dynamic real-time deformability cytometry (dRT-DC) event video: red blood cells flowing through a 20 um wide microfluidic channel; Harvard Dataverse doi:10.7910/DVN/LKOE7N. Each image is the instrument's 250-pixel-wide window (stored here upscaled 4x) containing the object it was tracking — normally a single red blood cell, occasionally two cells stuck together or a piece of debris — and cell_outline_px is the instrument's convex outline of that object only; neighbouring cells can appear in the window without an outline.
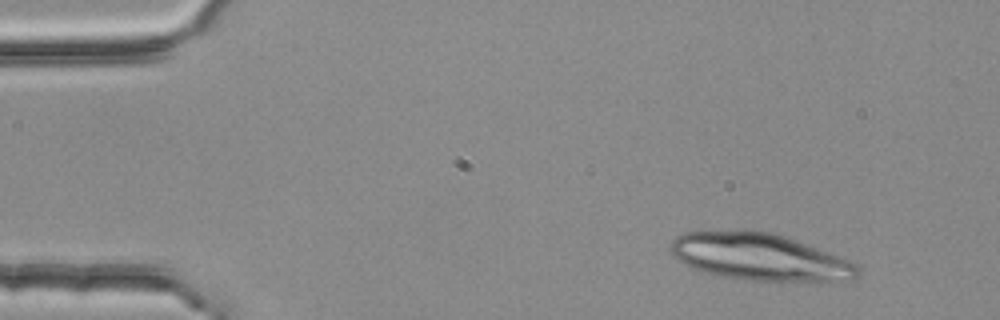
{"species": "common noctule bat (a hibernating species)", "species_latin": "Nyctalus noctula", "temperature_condition": "room temperature", "stored_images_in_passage": 3, "camera_frame_rate_fps": 3000, "um_per_image_px": 0.085, "animal": {"sex": "female", "body_mass_g": 25.1}, "frame": {"image": 1, "passage_image": 1, "time_ms": 0.0, "image_size_px": [1000, 320], "cell_outline_px": [[860, 272], [852, 280], [820, 284], [748, 280], [720, 276], [704, 272], [692, 268], [684, 264], [672, 256], [672, 240], [676, 236], [684, 232], [704, 228], [740, 228], [772, 232], [796, 240], [848, 260], [856, 264], [860, 268]], "centroid_in_image_um": [64.56, 21.84], "position_along_channel_um": 20.4, "area_um2": 53.29}}